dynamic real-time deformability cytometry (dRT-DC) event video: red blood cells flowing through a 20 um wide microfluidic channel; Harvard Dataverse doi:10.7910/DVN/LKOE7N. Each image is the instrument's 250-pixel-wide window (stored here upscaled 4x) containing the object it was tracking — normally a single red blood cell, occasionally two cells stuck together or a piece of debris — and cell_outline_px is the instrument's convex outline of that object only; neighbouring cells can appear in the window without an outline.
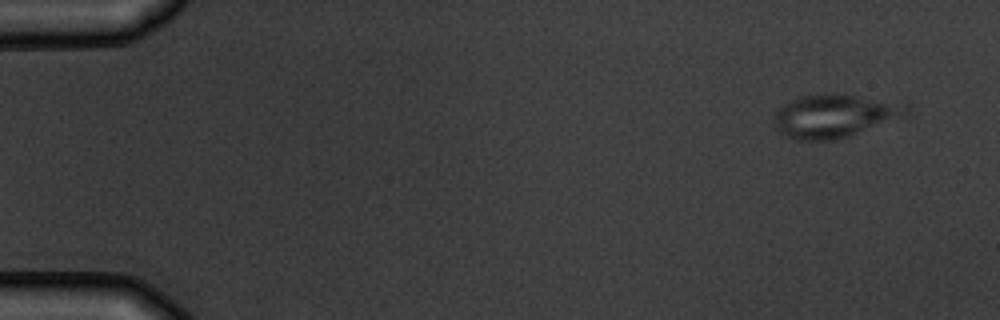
{"species": "common noctule bat (a hibernating species)", "species_latin": "Nyctalus noctula", "temperature_condition": "warm", "stored_images_in_passage": 6, "camera_frame_rate_fps": 3000, "um_per_image_px": 0.085, "animal": {"sex": "male", "body_mass_g": 19.5, "forearm_length_mm": 54.6}, "frame": {"image": 1, "passage_image": 1, "time_ms": 0.0, "image_size_px": [1000, 320], "cell_outline_px": [[912, 112], [908, 116], [836, 140], [796, 140], [784, 136], [780, 132], [776, 124], [776, 112], [784, 104], [800, 96], [832, 92], [836, 92], [908, 104]], "centroid_in_image_um": [71.01, 9.84], "position_along_channel_um": 14.0, "area_um2": 33.58}}